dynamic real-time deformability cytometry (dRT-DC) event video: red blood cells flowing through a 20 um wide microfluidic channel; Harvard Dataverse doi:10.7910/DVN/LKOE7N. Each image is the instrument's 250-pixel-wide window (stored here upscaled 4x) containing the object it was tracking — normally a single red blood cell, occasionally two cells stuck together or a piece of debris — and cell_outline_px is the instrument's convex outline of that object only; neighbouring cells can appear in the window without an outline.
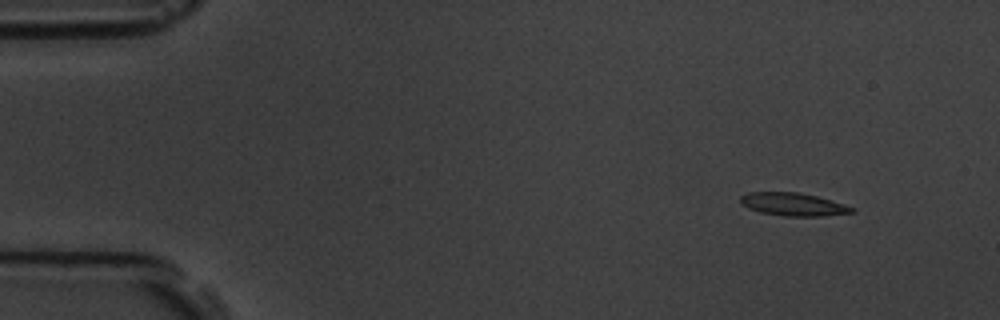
{"species": "common noctule bat (a hibernating species)", "species_latin": "Nyctalus noctula", "temperature_condition": "room temperature", "stored_images_in_passage": 3, "camera_frame_rate_fps": 3000, "um_per_image_px": 0.085, "animal": {"sex": "male", "body_mass_g": 19.5, "forearm_length_mm": 54.6}, "frame": {"image": 1, "passage_image": 1, "time_ms": 0.0, "image_size_px": [1000, 320], "cell_outline_px": [[856, 212], [824, 216], [784, 216], [760, 212], [748, 208], [740, 200], [740, 196], [748, 192], [800, 192], [816, 196], [844, 204], [856, 208]], "centroid_in_image_um": [67.45, 17.37], "position_along_channel_um": 17.5, "area_um2": 14.91}}